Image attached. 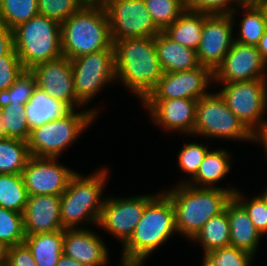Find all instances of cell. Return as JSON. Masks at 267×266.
I'll use <instances>...</instances> for the list:
<instances>
[{"instance_id":"1","label":"cell","mask_w":267,"mask_h":266,"mask_svg":"<svg viewBox=\"0 0 267 266\" xmlns=\"http://www.w3.org/2000/svg\"><path fill=\"white\" fill-rule=\"evenodd\" d=\"M116 80L142 102L164 74L155 37H138L113 42Z\"/></svg>"},{"instance_id":"2","label":"cell","mask_w":267,"mask_h":266,"mask_svg":"<svg viewBox=\"0 0 267 266\" xmlns=\"http://www.w3.org/2000/svg\"><path fill=\"white\" fill-rule=\"evenodd\" d=\"M174 233H177L174 206L164 192L157 193L146 205L132 236L123 245L120 266H143L146 258Z\"/></svg>"},{"instance_id":"3","label":"cell","mask_w":267,"mask_h":266,"mask_svg":"<svg viewBox=\"0 0 267 266\" xmlns=\"http://www.w3.org/2000/svg\"><path fill=\"white\" fill-rule=\"evenodd\" d=\"M236 190L232 187L199 188L178 183L164 191L174 206L177 233L191 241L211 217L225 210Z\"/></svg>"},{"instance_id":"4","label":"cell","mask_w":267,"mask_h":266,"mask_svg":"<svg viewBox=\"0 0 267 266\" xmlns=\"http://www.w3.org/2000/svg\"><path fill=\"white\" fill-rule=\"evenodd\" d=\"M62 55L75 59L104 49H114L103 5H83L61 24Z\"/></svg>"},{"instance_id":"5","label":"cell","mask_w":267,"mask_h":266,"mask_svg":"<svg viewBox=\"0 0 267 266\" xmlns=\"http://www.w3.org/2000/svg\"><path fill=\"white\" fill-rule=\"evenodd\" d=\"M109 170L99 169L84 176L77 172L61 194L60 217L64 229H78L79 224L98 225L106 198H101L106 186ZM88 221V222H87Z\"/></svg>"},{"instance_id":"6","label":"cell","mask_w":267,"mask_h":266,"mask_svg":"<svg viewBox=\"0 0 267 266\" xmlns=\"http://www.w3.org/2000/svg\"><path fill=\"white\" fill-rule=\"evenodd\" d=\"M13 41L25 70L63 56L61 24L39 14L13 29Z\"/></svg>"},{"instance_id":"7","label":"cell","mask_w":267,"mask_h":266,"mask_svg":"<svg viewBox=\"0 0 267 266\" xmlns=\"http://www.w3.org/2000/svg\"><path fill=\"white\" fill-rule=\"evenodd\" d=\"M94 108L76 111L71 109L66 115L31 130L28 142L33 157L59 158L65 149L76 142L81 133L89 128L97 117Z\"/></svg>"},{"instance_id":"8","label":"cell","mask_w":267,"mask_h":266,"mask_svg":"<svg viewBox=\"0 0 267 266\" xmlns=\"http://www.w3.org/2000/svg\"><path fill=\"white\" fill-rule=\"evenodd\" d=\"M195 135L252 142V133L228 108L218 91L197 100Z\"/></svg>"},{"instance_id":"9","label":"cell","mask_w":267,"mask_h":266,"mask_svg":"<svg viewBox=\"0 0 267 266\" xmlns=\"http://www.w3.org/2000/svg\"><path fill=\"white\" fill-rule=\"evenodd\" d=\"M215 84L224 86L218 93L251 133L267 121V79Z\"/></svg>"},{"instance_id":"10","label":"cell","mask_w":267,"mask_h":266,"mask_svg":"<svg viewBox=\"0 0 267 266\" xmlns=\"http://www.w3.org/2000/svg\"><path fill=\"white\" fill-rule=\"evenodd\" d=\"M76 99L84 106L103 87L116 80L114 49H104L71 59Z\"/></svg>"},{"instance_id":"11","label":"cell","mask_w":267,"mask_h":266,"mask_svg":"<svg viewBox=\"0 0 267 266\" xmlns=\"http://www.w3.org/2000/svg\"><path fill=\"white\" fill-rule=\"evenodd\" d=\"M112 41L155 37L161 30L155 25L144 0H105Z\"/></svg>"},{"instance_id":"12","label":"cell","mask_w":267,"mask_h":266,"mask_svg":"<svg viewBox=\"0 0 267 266\" xmlns=\"http://www.w3.org/2000/svg\"><path fill=\"white\" fill-rule=\"evenodd\" d=\"M156 195L155 193L154 195H137L129 198L107 197L97 226L114 235L124 245L141 220L146 205Z\"/></svg>"},{"instance_id":"13","label":"cell","mask_w":267,"mask_h":266,"mask_svg":"<svg viewBox=\"0 0 267 266\" xmlns=\"http://www.w3.org/2000/svg\"><path fill=\"white\" fill-rule=\"evenodd\" d=\"M236 11L230 14L204 13V26L196 53L200 65L208 67L212 72L222 63L235 41L232 35Z\"/></svg>"},{"instance_id":"14","label":"cell","mask_w":267,"mask_h":266,"mask_svg":"<svg viewBox=\"0 0 267 266\" xmlns=\"http://www.w3.org/2000/svg\"><path fill=\"white\" fill-rule=\"evenodd\" d=\"M61 165L58 158L31 156L21 173L28 195H61L76 173Z\"/></svg>"},{"instance_id":"15","label":"cell","mask_w":267,"mask_h":266,"mask_svg":"<svg viewBox=\"0 0 267 266\" xmlns=\"http://www.w3.org/2000/svg\"><path fill=\"white\" fill-rule=\"evenodd\" d=\"M267 63L256 46L234 41L222 63L213 72L215 83L267 79Z\"/></svg>"},{"instance_id":"16","label":"cell","mask_w":267,"mask_h":266,"mask_svg":"<svg viewBox=\"0 0 267 266\" xmlns=\"http://www.w3.org/2000/svg\"><path fill=\"white\" fill-rule=\"evenodd\" d=\"M213 72L205 66L181 72L164 73L145 99L187 98L199 100L207 95Z\"/></svg>"},{"instance_id":"17","label":"cell","mask_w":267,"mask_h":266,"mask_svg":"<svg viewBox=\"0 0 267 266\" xmlns=\"http://www.w3.org/2000/svg\"><path fill=\"white\" fill-rule=\"evenodd\" d=\"M30 71L35 76L36 86L49 96L61 101L70 109L83 107L75 96L70 59L62 56L52 61L39 63Z\"/></svg>"},{"instance_id":"18","label":"cell","mask_w":267,"mask_h":266,"mask_svg":"<svg viewBox=\"0 0 267 266\" xmlns=\"http://www.w3.org/2000/svg\"><path fill=\"white\" fill-rule=\"evenodd\" d=\"M152 122L167 131H178L193 136L196 121L197 100L187 98L144 99Z\"/></svg>"},{"instance_id":"19","label":"cell","mask_w":267,"mask_h":266,"mask_svg":"<svg viewBox=\"0 0 267 266\" xmlns=\"http://www.w3.org/2000/svg\"><path fill=\"white\" fill-rule=\"evenodd\" d=\"M108 249L102 238L86 228L65 229L63 254L84 266H106Z\"/></svg>"},{"instance_id":"20","label":"cell","mask_w":267,"mask_h":266,"mask_svg":"<svg viewBox=\"0 0 267 266\" xmlns=\"http://www.w3.org/2000/svg\"><path fill=\"white\" fill-rule=\"evenodd\" d=\"M60 203L61 195H28L23 212L25 236L63 230Z\"/></svg>"},{"instance_id":"21","label":"cell","mask_w":267,"mask_h":266,"mask_svg":"<svg viewBox=\"0 0 267 266\" xmlns=\"http://www.w3.org/2000/svg\"><path fill=\"white\" fill-rule=\"evenodd\" d=\"M225 210L230 226V246L255 256L262 235L256 230L248 212L234 197L226 204Z\"/></svg>"},{"instance_id":"22","label":"cell","mask_w":267,"mask_h":266,"mask_svg":"<svg viewBox=\"0 0 267 266\" xmlns=\"http://www.w3.org/2000/svg\"><path fill=\"white\" fill-rule=\"evenodd\" d=\"M155 46L164 73L181 72L201 66L195 50L173 41L163 31L155 36Z\"/></svg>"},{"instance_id":"23","label":"cell","mask_w":267,"mask_h":266,"mask_svg":"<svg viewBox=\"0 0 267 266\" xmlns=\"http://www.w3.org/2000/svg\"><path fill=\"white\" fill-rule=\"evenodd\" d=\"M71 109L61 101L35 87L25 110L30 130L66 115Z\"/></svg>"},{"instance_id":"24","label":"cell","mask_w":267,"mask_h":266,"mask_svg":"<svg viewBox=\"0 0 267 266\" xmlns=\"http://www.w3.org/2000/svg\"><path fill=\"white\" fill-rule=\"evenodd\" d=\"M231 157V154L224 148L208 150L197 173L187 181V184L199 188H220L215 184L231 171Z\"/></svg>"},{"instance_id":"25","label":"cell","mask_w":267,"mask_h":266,"mask_svg":"<svg viewBox=\"0 0 267 266\" xmlns=\"http://www.w3.org/2000/svg\"><path fill=\"white\" fill-rule=\"evenodd\" d=\"M65 229L25 236L24 243L30 249L38 266H56L63 254Z\"/></svg>"},{"instance_id":"26","label":"cell","mask_w":267,"mask_h":266,"mask_svg":"<svg viewBox=\"0 0 267 266\" xmlns=\"http://www.w3.org/2000/svg\"><path fill=\"white\" fill-rule=\"evenodd\" d=\"M204 26V12L185 10L163 32L180 45L197 50Z\"/></svg>"},{"instance_id":"27","label":"cell","mask_w":267,"mask_h":266,"mask_svg":"<svg viewBox=\"0 0 267 266\" xmlns=\"http://www.w3.org/2000/svg\"><path fill=\"white\" fill-rule=\"evenodd\" d=\"M242 14L245 16L240 21L236 42L256 46L267 29V6L245 5Z\"/></svg>"},{"instance_id":"28","label":"cell","mask_w":267,"mask_h":266,"mask_svg":"<svg viewBox=\"0 0 267 266\" xmlns=\"http://www.w3.org/2000/svg\"><path fill=\"white\" fill-rule=\"evenodd\" d=\"M202 245L204 253L230 246V226L227 211L211 217L191 240Z\"/></svg>"},{"instance_id":"29","label":"cell","mask_w":267,"mask_h":266,"mask_svg":"<svg viewBox=\"0 0 267 266\" xmlns=\"http://www.w3.org/2000/svg\"><path fill=\"white\" fill-rule=\"evenodd\" d=\"M30 157L27 141L0 137V174H21Z\"/></svg>"},{"instance_id":"30","label":"cell","mask_w":267,"mask_h":266,"mask_svg":"<svg viewBox=\"0 0 267 266\" xmlns=\"http://www.w3.org/2000/svg\"><path fill=\"white\" fill-rule=\"evenodd\" d=\"M28 193L21 174H0V207L22 213Z\"/></svg>"},{"instance_id":"31","label":"cell","mask_w":267,"mask_h":266,"mask_svg":"<svg viewBox=\"0 0 267 266\" xmlns=\"http://www.w3.org/2000/svg\"><path fill=\"white\" fill-rule=\"evenodd\" d=\"M24 110L25 105L11 103L0 109V137L29 140L31 130Z\"/></svg>"},{"instance_id":"32","label":"cell","mask_w":267,"mask_h":266,"mask_svg":"<svg viewBox=\"0 0 267 266\" xmlns=\"http://www.w3.org/2000/svg\"><path fill=\"white\" fill-rule=\"evenodd\" d=\"M39 14L38 0H0V21L9 29Z\"/></svg>"},{"instance_id":"33","label":"cell","mask_w":267,"mask_h":266,"mask_svg":"<svg viewBox=\"0 0 267 266\" xmlns=\"http://www.w3.org/2000/svg\"><path fill=\"white\" fill-rule=\"evenodd\" d=\"M155 25L164 31L187 9L186 0H144Z\"/></svg>"},{"instance_id":"34","label":"cell","mask_w":267,"mask_h":266,"mask_svg":"<svg viewBox=\"0 0 267 266\" xmlns=\"http://www.w3.org/2000/svg\"><path fill=\"white\" fill-rule=\"evenodd\" d=\"M201 266H251L254 255L233 247L217 248L203 253Z\"/></svg>"},{"instance_id":"35","label":"cell","mask_w":267,"mask_h":266,"mask_svg":"<svg viewBox=\"0 0 267 266\" xmlns=\"http://www.w3.org/2000/svg\"><path fill=\"white\" fill-rule=\"evenodd\" d=\"M36 87V79L30 70H25L9 89L0 90V109L11 104L25 105Z\"/></svg>"},{"instance_id":"36","label":"cell","mask_w":267,"mask_h":266,"mask_svg":"<svg viewBox=\"0 0 267 266\" xmlns=\"http://www.w3.org/2000/svg\"><path fill=\"white\" fill-rule=\"evenodd\" d=\"M24 240L23 214L0 207V241L12 247Z\"/></svg>"},{"instance_id":"37","label":"cell","mask_w":267,"mask_h":266,"mask_svg":"<svg viewBox=\"0 0 267 266\" xmlns=\"http://www.w3.org/2000/svg\"><path fill=\"white\" fill-rule=\"evenodd\" d=\"M84 4L81 0H38L39 15L64 23Z\"/></svg>"},{"instance_id":"38","label":"cell","mask_w":267,"mask_h":266,"mask_svg":"<svg viewBox=\"0 0 267 266\" xmlns=\"http://www.w3.org/2000/svg\"><path fill=\"white\" fill-rule=\"evenodd\" d=\"M208 150V146H205L202 143L191 142L184 144L178 154L177 162L180 170L185 172L190 178L181 181L180 184L187 183V181L197 173Z\"/></svg>"},{"instance_id":"39","label":"cell","mask_w":267,"mask_h":266,"mask_svg":"<svg viewBox=\"0 0 267 266\" xmlns=\"http://www.w3.org/2000/svg\"><path fill=\"white\" fill-rule=\"evenodd\" d=\"M244 196L239 190H236L233 194V197L248 212L250 220L260 235H267V207L265 203L258 195L254 198L252 197L251 200L246 199Z\"/></svg>"},{"instance_id":"40","label":"cell","mask_w":267,"mask_h":266,"mask_svg":"<svg viewBox=\"0 0 267 266\" xmlns=\"http://www.w3.org/2000/svg\"><path fill=\"white\" fill-rule=\"evenodd\" d=\"M25 71L13 48L7 55L0 57V90L9 89Z\"/></svg>"},{"instance_id":"41","label":"cell","mask_w":267,"mask_h":266,"mask_svg":"<svg viewBox=\"0 0 267 266\" xmlns=\"http://www.w3.org/2000/svg\"><path fill=\"white\" fill-rule=\"evenodd\" d=\"M239 6H242L241 0H186L187 10L208 14H230Z\"/></svg>"},{"instance_id":"42","label":"cell","mask_w":267,"mask_h":266,"mask_svg":"<svg viewBox=\"0 0 267 266\" xmlns=\"http://www.w3.org/2000/svg\"><path fill=\"white\" fill-rule=\"evenodd\" d=\"M7 266H38L25 243L9 247Z\"/></svg>"},{"instance_id":"43","label":"cell","mask_w":267,"mask_h":266,"mask_svg":"<svg viewBox=\"0 0 267 266\" xmlns=\"http://www.w3.org/2000/svg\"><path fill=\"white\" fill-rule=\"evenodd\" d=\"M14 48L13 30L0 21V57Z\"/></svg>"},{"instance_id":"44","label":"cell","mask_w":267,"mask_h":266,"mask_svg":"<svg viewBox=\"0 0 267 266\" xmlns=\"http://www.w3.org/2000/svg\"><path fill=\"white\" fill-rule=\"evenodd\" d=\"M252 142L263 144L262 147L264 146V151L267 152V121L252 133Z\"/></svg>"},{"instance_id":"45","label":"cell","mask_w":267,"mask_h":266,"mask_svg":"<svg viewBox=\"0 0 267 266\" xmlns=\"http://www.w3.org/2000/svg\"><path fill=\"white\" fill-rule=\"evenodd\" d=\"M262 59L267 63V29L256 45Z\"/></svg>"},{"instance_id":"46","label":"cell","mask_w":267,"mask_h":266,"mask_svg":"<svg viewBox=\"0 0 267 266\" xmlns=\"http://www.w3.org/2000/svg\"><path fill=\"white\" fill-rule=\"evenodd\" d=\"M56 266H84V265L79 263L75 259L69 258L65 254H62Z\"/></svg>"},{"instance_id":"47","label":"cell","mask_w":267,"mask_h":266,"mask_svg":"<svg viewBox=\"0 0 267 266\" xmlns=\"http://www.w3.org/2000/svg\"><path fill=\"white\" fill-rule=\"evenodd\" d=\"M9 246L0 241V266H7Z\"/></svg>"},{"instance_id":"48","label":"cell","mask_w":267,"mask_h":266,"mask_svg":"<svg viewBox=\"0 0 267 266\" xmlns=\"http://www.w3.org/2000/svg\"><path fill=\"white\" fill-rule=\"evenodd\" d=\"M242 6L255 5V6H267V0H241Z\"/></svg>"},{"instance_id":"49","label":"cell","mask_w":267,"mask_h":266,"mask_svg":"<svg viewBox=\"0 0 267 266\" xmlns=\"http://www.w3.org/2000/svg\"><path fill=\"white\" fill-rule=\"evenodd\" d=\"M85 5H103L105 0H81Z\"/></svg>"},{"instance_id":"50","label":"cell","mask_w":267,"mask_h":266,"mask_svg":"<svg viewBox=\"0 0 267 266\" xmlns=\"http://www.w3.org/2000/svg\"><path fill=\"white\" fill-rule=\"evenodd\" d=\"M264 191L265 192H263L261 195L258 194V196L261 198V200L265 203L267 207V188H265Z\"/></svg>"}]
</instances>
